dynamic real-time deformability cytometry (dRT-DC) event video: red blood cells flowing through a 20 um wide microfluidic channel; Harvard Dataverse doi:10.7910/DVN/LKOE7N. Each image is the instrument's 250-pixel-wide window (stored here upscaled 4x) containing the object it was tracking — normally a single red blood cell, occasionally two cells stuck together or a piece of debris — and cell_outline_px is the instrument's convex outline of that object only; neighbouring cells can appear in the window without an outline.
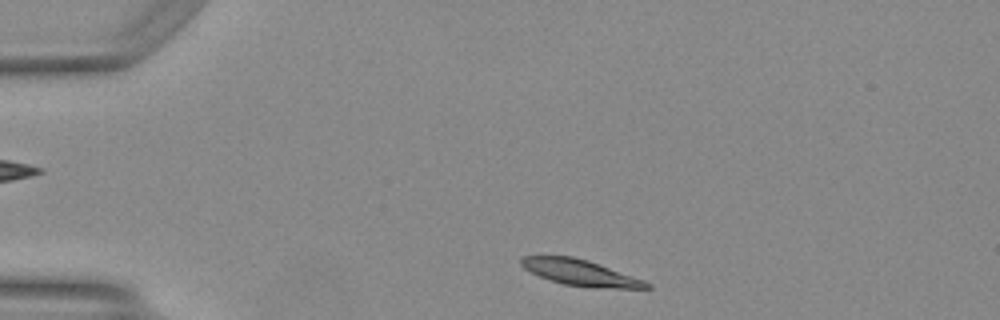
{"species": "Egyptian fruit bat (a non-hibernating species)", "species_latin": "Rousettus aegyptiacus", "temperature_condition": "warm", "stored_images_in_passage": 41, "camera_frame_rate_fps": 3000, "um_per_image_px": 0.085, "animal": {"sex": "female"}, "frame": {"image": 1, "passage_image": 2, "time_ms": 0.333, "image_size_px": [1000, 320], "cell_outline_px": [[652, 288], [592, 288], [564, 284], [548, 280], [524, 268], [520, 264], [520, 256], [572, 256], [588, 260], [644, 280], [652, 284]], "centroid_in_image_um": [49.33, 23.18], "position_along_channel_um": 35.7, "area_um2": 18.96}}
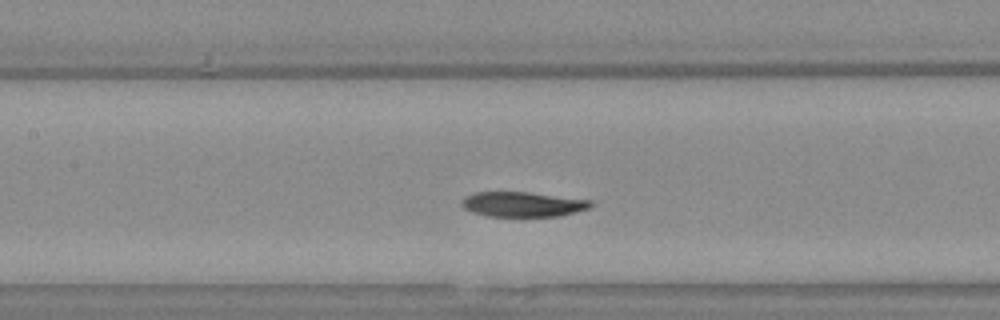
{"frame": {"image": 2, "passage_image": 15, "time_ms": 4.667, "image_size_px": [1000, 320], "cell_outline_px": [[592, 204], [588, 208], [576, 212], [560, 216], [520, 220], [488, 216], [472, 212], [464, 208], [460, 204], [464, 196], [472, 192], [528, 192], [592, 200]], "centroid_in_image_um": [44.4, 17.42], "position_along_channel_um": 163.0, "area_um2": 19.83}}
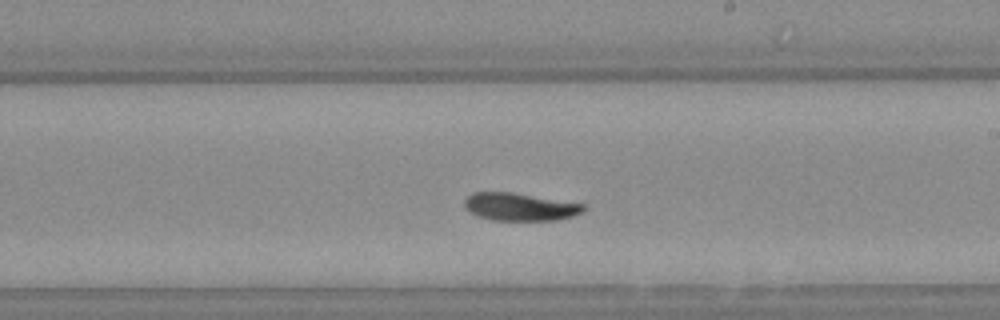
{"frame": {"image": 3, "passage_image": 21, "time_ms": 6.667, "image_size_px": [1000, 320], "cell_outline_px": [[584, 212], [572, 216], [556, 220], [492, 220], [476, 216], [468, 212], [464, 208], [464, 200], [472, 192], [512, 192], [584, 204]], "centroid_in_image_um": [44.13, 17.58], "position_along_channel_um": 244.9, "area_um2": 19.31}, "authors_computed_cell_mechanics": {"area_um2": 19.5364, "velocity_mm_per_s": 4.1232, "shape_relaxation_time_tau1_ms": 4.5062, "shape_relaxation_time_tau2_ms": null, "deformation_change_tau1": 0.1564, "deformation_change_tau2": null}}